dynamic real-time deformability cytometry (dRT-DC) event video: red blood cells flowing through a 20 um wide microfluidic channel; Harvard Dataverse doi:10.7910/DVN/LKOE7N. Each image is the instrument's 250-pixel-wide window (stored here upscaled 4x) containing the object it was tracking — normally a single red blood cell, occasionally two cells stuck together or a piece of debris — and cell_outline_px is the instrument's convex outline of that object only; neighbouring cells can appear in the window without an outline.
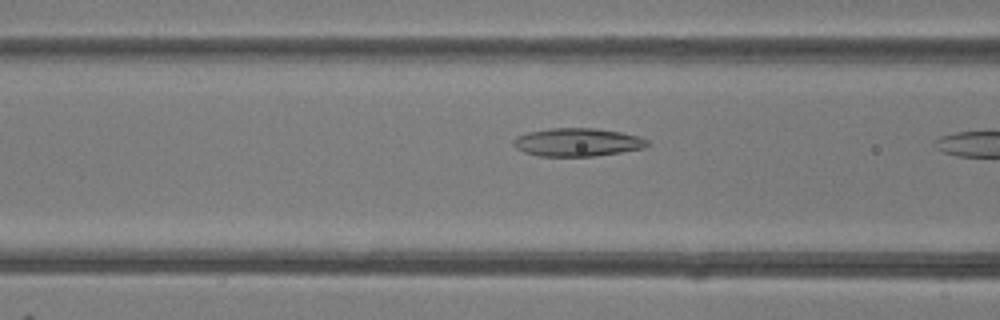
{"species": "common noctule bat (a hibernating species)", "species_latin": "Nyctalus noctula", "temperature_condition": "room temperature", "stored_images_in_passage": 10, "camera_frame_rate_fps": 3000, "um_per_image_px": 0.085, "animal": {"sex": "female"}, "frame": {"image": 1, "passage_image": 9, "time_ms": 2.667, "image_size_px": [1000, 320], "cell_outline_px": [[652, 144], [644, 148], [620, 152], [592, 156], [540, 156], [524, 152], [516, 148], [512, 144], [512, 140], [516, 136], [528, 132], [548, 128], [596, 128], [620, 132], [640, 136], [648, 140]], "centroid_in_image_um": [49.08, 12.08], "position_along_channel_um": 117.5, "area_um2": 22.14}}